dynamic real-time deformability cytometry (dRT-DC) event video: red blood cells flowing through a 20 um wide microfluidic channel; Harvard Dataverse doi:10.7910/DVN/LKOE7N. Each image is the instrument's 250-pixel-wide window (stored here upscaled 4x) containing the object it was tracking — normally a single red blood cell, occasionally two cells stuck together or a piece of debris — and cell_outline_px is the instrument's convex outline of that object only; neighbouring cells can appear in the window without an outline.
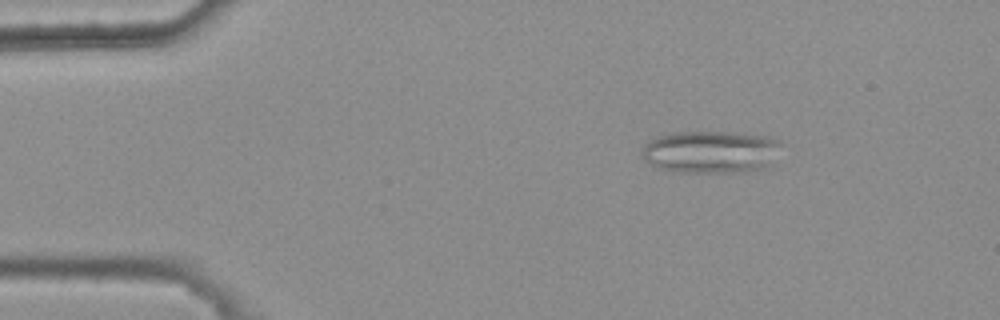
{"species": "common noctule bat (a hibernating species)", "species_latin": "Nyctalus noctula", "temperature_condition": "warm", "stored_images_in_passage": 4, "camera_frame_rate_fps": 3000, "um_per_image_px": 0.085, "animal": {"sex": "female", "body_mass_g": 25.1}, "frame": {"image": 1, "passage_image": 2, "time_ms": 0.333, "image_size_px": [1000, 320], "cell_outline_px": [[780, 140], [772, 164], [764, 168], [744, 172], [676, 172], [656, 168], [644, 160], [640, 156], [640, 152], [644, 144], [656, 136], [676, 132], [736, 132], [768, 136]], "centroid_in_image_um": [60.36, 12.91], "position_along_channel_um": 24.6, "area_um2": 34.85}}